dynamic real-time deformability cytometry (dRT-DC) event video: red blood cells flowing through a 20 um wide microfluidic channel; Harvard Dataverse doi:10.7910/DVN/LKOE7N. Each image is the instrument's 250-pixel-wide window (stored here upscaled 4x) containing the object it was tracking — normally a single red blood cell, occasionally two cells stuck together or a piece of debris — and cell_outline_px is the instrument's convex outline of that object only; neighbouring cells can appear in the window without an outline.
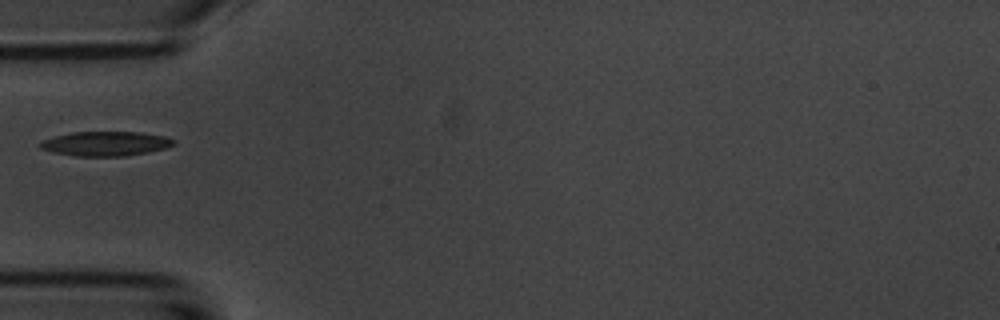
{"species": "common noctule bat (a hibernating species)", "species_latin": "Nyctalus noctula", "temperature_condition": "room temperature", "stored_images_in_passage": 6, "camera_frame_rate_fps": 3000, "um_per_image_px": 0.085, "animal": {"sex": "male", "body_mass_g": 20.1, "forearm_length_mm": 53.5}, "frame": {"image": 1, "passage_image": 5, "time_ms": 4.667, "image_size_px": [1000, 320], "cell_outline_px": [[176, 144], [164, 148], [148, 152], [124, 156], [76, 156], [52, 152], [40, 148], [36, 144], [40, 140], [72, 132], [140, 132], [164, 136], [176, 140]], "centroid_in_image_um": [8.94, 12.21], "position_along_channel_um": 76.1, "area_um2": 19.13}}